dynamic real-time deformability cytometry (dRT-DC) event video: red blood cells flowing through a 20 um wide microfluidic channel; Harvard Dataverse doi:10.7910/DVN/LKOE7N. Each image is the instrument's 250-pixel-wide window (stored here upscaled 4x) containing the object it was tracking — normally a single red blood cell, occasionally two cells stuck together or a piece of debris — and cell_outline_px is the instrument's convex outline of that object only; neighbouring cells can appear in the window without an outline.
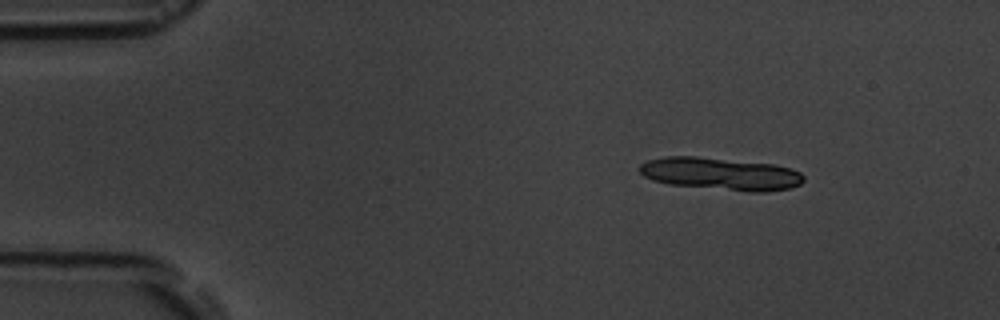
{"species": "common noctule bat (a hibernating species)", "species_latin": "Nyctalus noctula", "temperature_condition": "room temperature", "stored_images_in_passage": 4, "camera_frame_rate_fps": 3000, "um_per_image_px": 0.085, "animal": {"sex": "male", "body_mass_g": 19.5, "forearm_length_mm": 54.6}, "frame": {"image": 1, "passage_image": 2, "time_ms": 1.333, "image_size_px": [1000, 320], "cell_outline_px": [[804, 180], [800, 184], [792, 188], [764, 192], [748, 192], [668, 184], [652, 180], [644, 176], [640, 172], [640, 164], [648, 160], [664, 156], [696, 156], [772, 164], [792, 168], [800, 172], [804, 176]], "centroid_in_image_um": [61.27, 14.78], "position_along_channel_um": 23.7, "area_um2": 31.27}}